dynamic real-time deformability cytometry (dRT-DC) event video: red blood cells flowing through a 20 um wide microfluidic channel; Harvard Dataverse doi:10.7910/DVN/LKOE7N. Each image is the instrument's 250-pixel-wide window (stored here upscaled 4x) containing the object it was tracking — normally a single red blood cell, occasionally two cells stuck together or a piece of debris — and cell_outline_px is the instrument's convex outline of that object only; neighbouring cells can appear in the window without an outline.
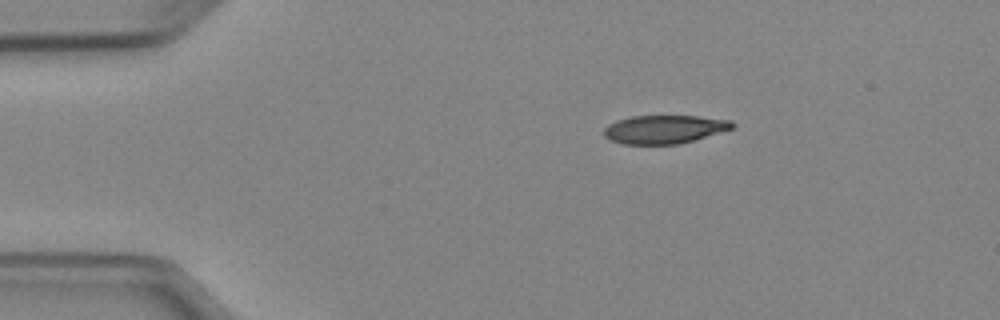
{"species": "Egyptian fruit bat (a non-hibernating species)", "species_latin": "Rousettus aegyptiacus", "temperature_condition": "cold", "stored_images_in_passage": 6, "camera_frame_rate_fps": 3000, "um_per_image_px": 0.085, "animal": {"sex": "female"}, "frame": {"image": 1, "passage_image": 1, "time_ms": 0.0, "image_size_px": [1000, 320], "cell_outline_px": [[736, 124], [732, 128], [680, 144], [620, 144], [604, 136], [604, 128], [608, 124], [616, 120], [632, 116], [696, 116], [732, 120]], "centroid_in_image_um": [56.44, 10.99], "position_along_channel_um": 28.6, "area_um2": 21.15}}
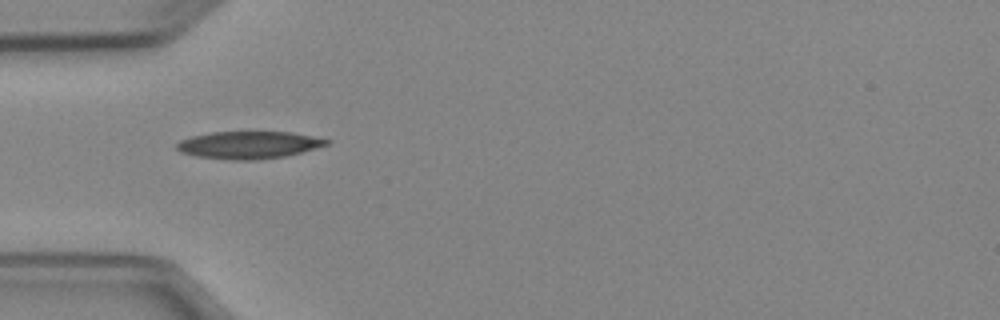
{"frame": {"image": 2, "passage_image": 3, "time_ms": 2.333, "image_size_px": [1000, 320], "cell_outline_px": [[332, 140], [328, 144], [300, 152], [284, 156], [256, 160], [232, 160], [196, 156], [180, 152], [176, 148], [176, 144], [180, 140], [192, 136], [212, 132], [292, 132]], "centroid_in_image_um": [21.11, 12.32], "position_along_channel_um": 63.9, "area_um2": 23.76}}
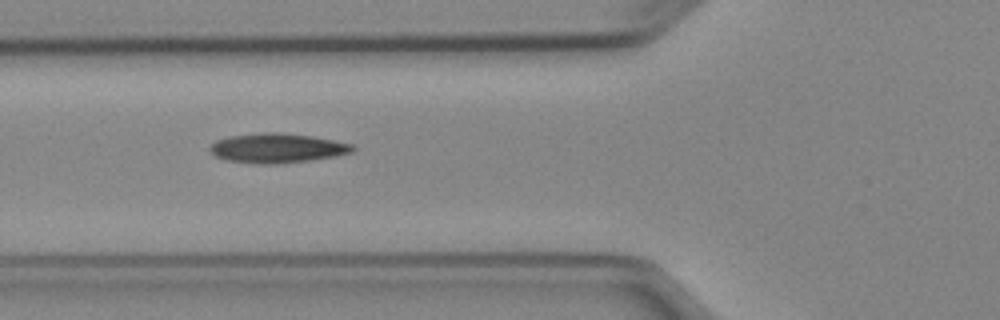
{"frame": {"image": 3, "passage_image": 4, "time_ms": 3.333, "image_size_px": [1000, 320], "cell_outline_px": [[356, 148], [352, 152], [336, 156], [312, 160], [276, 164], [260, 164], [228, 160], [216, 156], [208, 148], [216, 140], [228, 136], [264, 132], [276, 132], [312, 136], [352, 144]], "centroid_in_image_um": [23.57, 12.59], "position_along_channel_um": 102.2, "area_um2": 24.45}}